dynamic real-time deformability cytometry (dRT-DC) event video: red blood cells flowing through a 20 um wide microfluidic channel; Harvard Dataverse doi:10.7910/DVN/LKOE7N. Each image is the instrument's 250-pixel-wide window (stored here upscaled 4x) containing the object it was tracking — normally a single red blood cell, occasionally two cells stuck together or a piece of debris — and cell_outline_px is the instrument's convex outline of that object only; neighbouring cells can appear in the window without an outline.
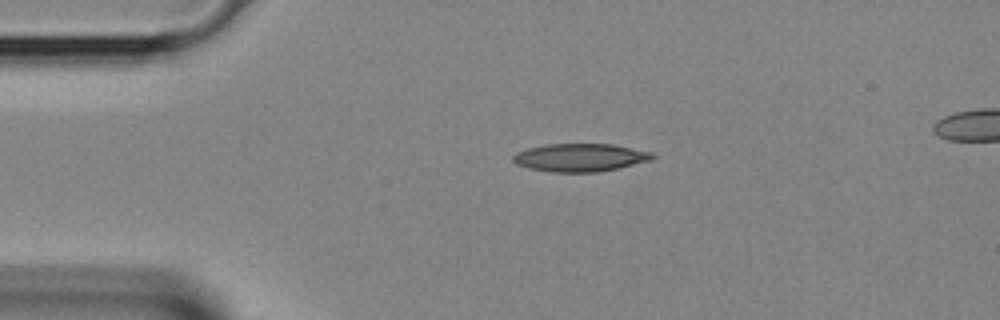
{"species": "Egyptian fruit bat (a non-hibernating species)", "species_latin": "Rousettus aegyptiacus", "temperature_condition": "room temperature", "stored_images_in_passage": 31, "camera_frame_rate_fps": 3000, "um_per_image_px": 0.085, "animal": {"sex": "female"}, "frame": {"image": 1, "passage_image": 1, "time_ms": 0.0, "image_size_px": [1000, 320], "cell_outline_px": [[656, 156], [652, 160], [616, 168], [596, 172], [552, 172], [528, 168], [516, 164], [512, 160], [512, 156], [516, 152], [528, 148], [544, 144], [612, 144], [652, 152]], "centroid_in_image_um": [49.28, 13.38], "position_along_channel_um": 35.7, "area_um2": 22.72}}
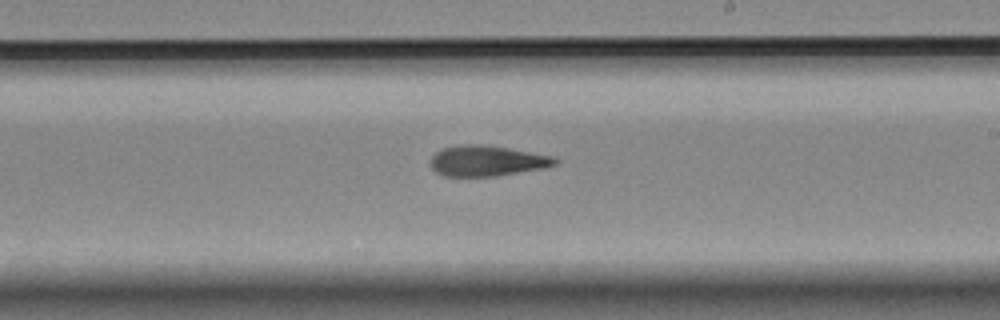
{"frame": {"image": 2, "passage_image": 15, "time_ms": 4.667, "image_size_px": [1000, 320], "cell_outline_px": [[560, 160], [556, 164], [544, 168], [496, 176], [444, 176], [436, 172], [432, 168], [432, 156], [436, 152], [444, 148], [460, 144], [480, 144], [508, 148], [552, 156]], "centroid_in_image_um": [41.4, 13.67], "position_along_channel_um": 247.6, "area_um2": 22.02}}
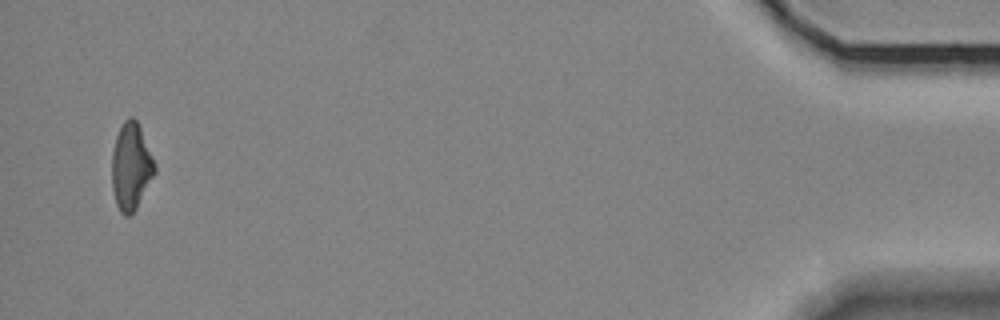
{"frame": {"image": 3, "passage_image": 30, "time_ms": 9.667, "image_size_px": [1000, 320], "cell_outline_px": [[156, 172], [136, 208], [128, 216], [124, 216], [120, 212], [116, 204], [112, 188], [112, 152], [116, 136], [124, 120], [128, 116], [132, 116], [136, 120], [140, 128], [156, 164]], "centroid_in_image_um": [11.13, 14.16], "position_along_channel_um": 424.1, "area_um2": 21.62}}